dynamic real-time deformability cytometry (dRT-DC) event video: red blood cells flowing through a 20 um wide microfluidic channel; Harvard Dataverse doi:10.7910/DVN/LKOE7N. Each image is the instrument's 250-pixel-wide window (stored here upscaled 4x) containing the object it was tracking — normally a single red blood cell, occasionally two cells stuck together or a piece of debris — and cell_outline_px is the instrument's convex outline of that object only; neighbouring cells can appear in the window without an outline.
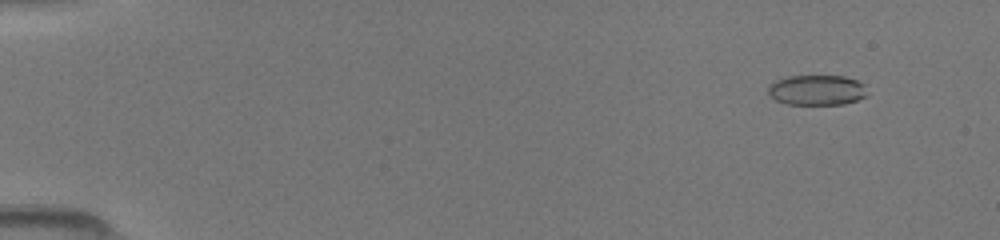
{"species": "common noctule bat (a hibernating species)", "species_latin": "Nyctalus noctula", "temperature_condition": "room temperature", "stored_images_in_passage": 46, "camera_frame_rate_fps": 3000, "um_per_image_px": 0.085, "animal": {"sex": "female", "body_mass_g": 19.5, "forearm_length_mm": 54.1}, "frame": {"image": 1, "passage_image": 1, "time_ms": 0.0, "image_size_px": [1000, 240], "cell_outline_px": [[864, 96], [856, 100], [844, 104], [788, 104], [776, 100], [768, 92], [768, 84], [776, 80], [788, 76], [844, 76], [856, 80], [864, 84]], "centroid_in_image_um": [69.39, 7.65], "position_along_channel_um": 15.6, "area_um2": 17.22}}
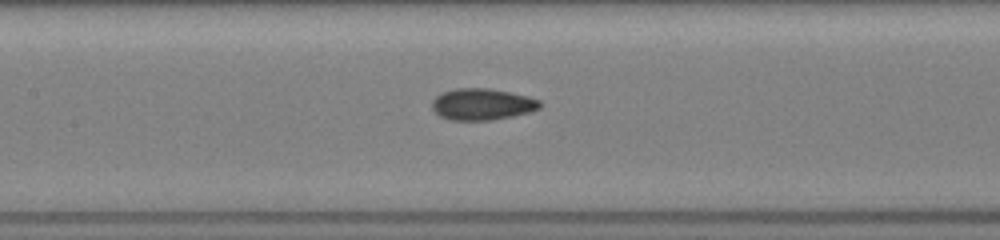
{"frame": {"image": 2, "passage_image": 21, "time_ms": 6.667, "image_size_px": [1000, 240], "cell_outline_px": [[544, 104], [540, 108], [528, 112], [512, 116], [488, 120], [452, 120], [440, 116], [432, 108], [432, 100], [440, 92], [456, 88], [492, 88], [528, 96], [540, 100]], "centroid_in_image_um": [40.99, 8.84], "position_along_channel_um": 166.4, "area_um2": 19.94}}
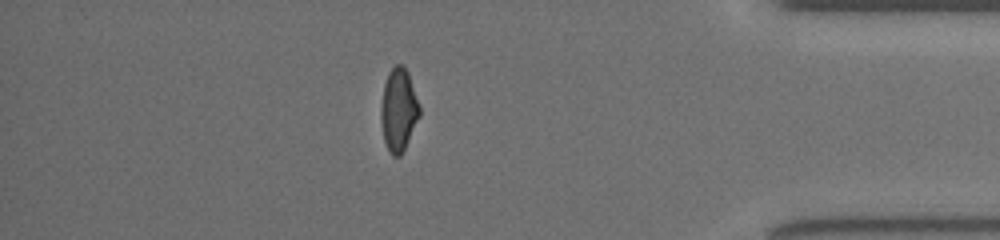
{"frame": {"image": 3, "passage_image": 40, "time_ms": 13.0, "image_size_px": [1000, 240], "cell_outline_px": [[420, 116], [400, 156], [392, 156], [384, 140], [380, 116], [380, 108], [384, 84], [388, 72], [396, 64], [404, 64], [408, 72], [420, 108]], "centroid_in_image_um": [33.87, 9.3], "position_along_channel_um": 401.3, "area_um2": 18.5}}